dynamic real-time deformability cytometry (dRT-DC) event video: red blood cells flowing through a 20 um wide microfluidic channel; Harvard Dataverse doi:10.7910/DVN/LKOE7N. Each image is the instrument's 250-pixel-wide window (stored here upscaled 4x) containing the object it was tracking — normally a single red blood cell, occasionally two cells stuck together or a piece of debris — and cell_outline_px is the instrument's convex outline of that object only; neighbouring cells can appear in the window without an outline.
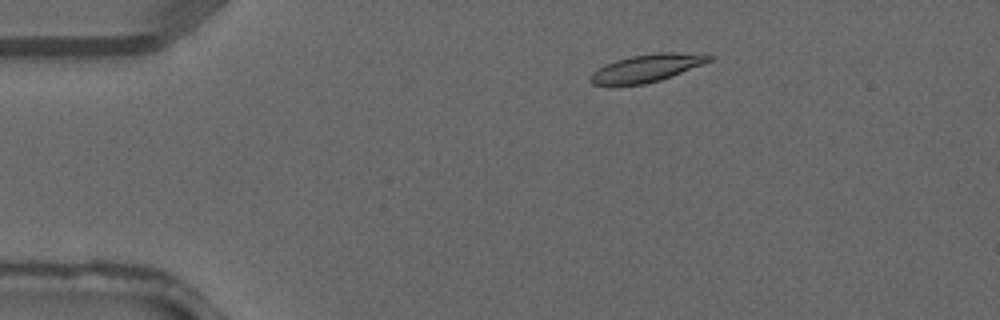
{"species": "common noctule bat (a hibernating species)", "species_latin": "Nyctalus noctula", "temperature_condition": "warm", "stored_images_in_passage": 4, "camera_frame_rate_fps": 3000, "um_per_image_px": 0.085, "animal": {"sex": "male", "forearm_length_mm": 52.5}, "frame": {"image": 1, "passage_image": 2, "time_ms": 0.333, "image_size_px": [1000, 320], "cell_outline_px": [[716, 56], [712, 60], [704, 64], [660, 80], [644, 84], [592, 84], [588, 80], [588, 76], [592, 72], [616, 60], [632, 56], [656, 52], [676, 52]], "centroid_in_image_um": [55.0, 5.78], "position_along_channel_um": 30.0, "area_um2": 18.79}}